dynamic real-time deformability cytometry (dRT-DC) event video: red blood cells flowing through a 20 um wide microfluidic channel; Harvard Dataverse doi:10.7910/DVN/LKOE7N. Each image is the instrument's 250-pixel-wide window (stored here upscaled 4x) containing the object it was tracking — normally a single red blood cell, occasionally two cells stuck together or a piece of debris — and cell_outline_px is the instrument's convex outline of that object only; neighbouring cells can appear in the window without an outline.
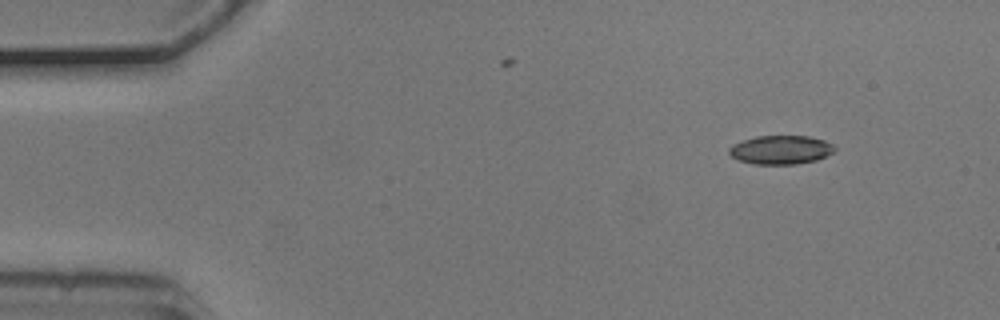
{"species": "common noctule bat (a hibernating species)", "species_latin": "Nyctalus noctula", "temperature_condition": "cold", "stored_images_in_passage": 4, "camera_frame_rate_fps": 3000, "um_per_image_px": 0.085, "animal": {"sex": "male", "body_mass_g": 20.5, "forearm_length_mm": 52.5}, "frame": {"image": 1, "passage_image": 1, "time_ms": 0.0, "image_size_px": [1000, 320], "cell_outline_px": [[836, 148], [832, 152], [816, 160], [796, 164], [752, 164], [740, 160], [732, 156], [728, 152], [728, 148], [732, 144], [756, 136], [808, 136], [824, 140], [832, 144]], "centroid_in_image_um": [66.34, 12.73], "position_along_channel_um": 18.7, "area_um2": 17.57}}
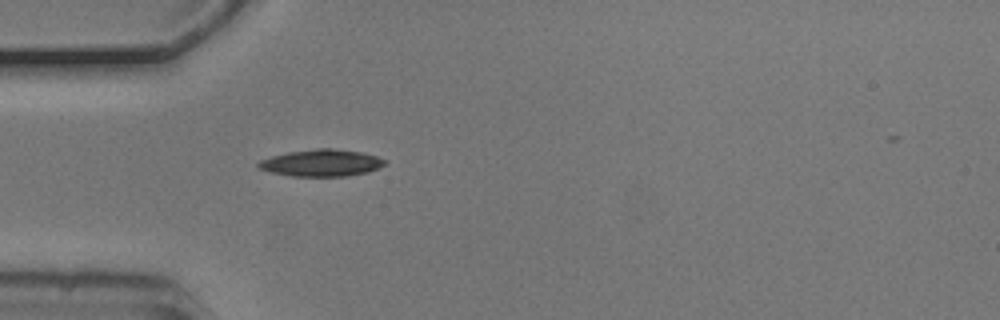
{"frame": {"image": 2, "passage_image": 4, "time_ms": 1.0, "image_size_px": [1000, 320], "cell_outline_px": [[388, 160], [380, 168], [368, 172], [348, 176], [292, 176], [268, 172], [256, 168], [256, 164], [260, 160], [272, 156], [288, 152], [316, 148], [332, 148], [364, 152]], "centroid_in_image_um": [27.32, 13.84], "position_along_channel_um": 57.7, "area_um2": 20.11}}